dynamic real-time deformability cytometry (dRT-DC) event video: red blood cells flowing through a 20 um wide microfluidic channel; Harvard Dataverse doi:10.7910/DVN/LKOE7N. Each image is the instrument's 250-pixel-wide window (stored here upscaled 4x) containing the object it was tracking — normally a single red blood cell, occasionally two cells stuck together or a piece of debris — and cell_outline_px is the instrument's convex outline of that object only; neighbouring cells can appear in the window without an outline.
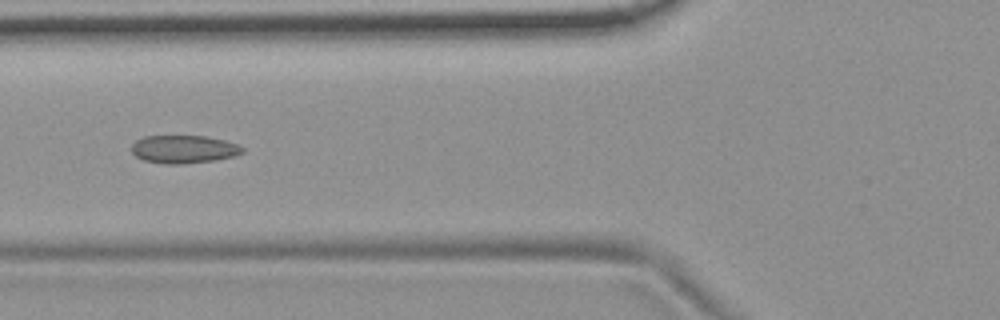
{"species": "common noctule bat (a hibernating species)", "species_latin": "Nyctalus noctula", "temperature_condition": "room temperature", "stored_images_in_passage": 46, "segment_of_instrument_passage": [1, 2], "camera_frame_rate_fps": 3000, "um_per_image_px": 0.085, "animal": {"sex": "female", "body_mass_g": 19.9}, "frame": {"image": 1, "passage_image": 20, "time_ms": 6.333, "image_size_px": [1000, 320], "cell_outline_px": [[244, 152], [232, 156], [216, 160], [184, 164], [164, 164], [144, 160], [136, 156], [132, 152], [132, 144], [136, 140], [144, 136], [204, 136], [224, 140], [240, 144], [244, 148]], "centroid_in_image_um": [15.63, 12.68], "position_along_channel_um": 110.2, "area_um2": 18.15}}
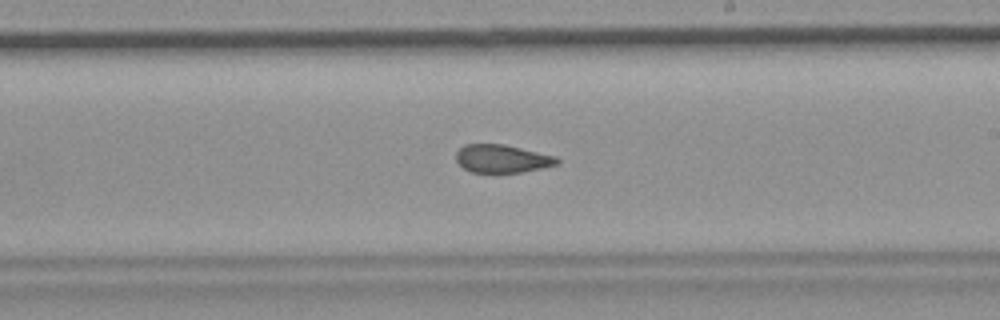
{"frame": {"image": 2, "passage_image": 31, "time_ms": 10.0, "image_size_px": [1000, 320], "cell_outline_px": [[560, 164], [520, 172], [472, 172], [464, 168], [456, 160], [456, 152], [464, 144], [504, 144], [556, 156], [560, 160]], "centroid_in_image_um": [42.69, 13.48], "position_along_channel_um": 246.3, "area_um2": 16.42}}
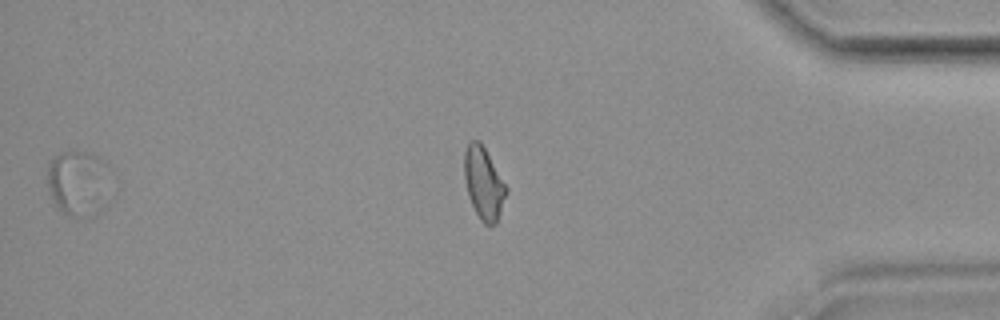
{"frame": {"image": 3, "passage_image": 45, "time_ms": 14.667, "image_size_px": [1000, 320], "cell_outline_px": [[108, 168], [76, 216], [68, 216], [56, 204], [48, 192], [48, 164], [56, 156], [64, 152], [76, 148], [96, 156], [104, 160]], "centroid_in_image_um": [6.3, 15.21], "position_along_channel_um": 428.9, "area_um2": 19.54}}